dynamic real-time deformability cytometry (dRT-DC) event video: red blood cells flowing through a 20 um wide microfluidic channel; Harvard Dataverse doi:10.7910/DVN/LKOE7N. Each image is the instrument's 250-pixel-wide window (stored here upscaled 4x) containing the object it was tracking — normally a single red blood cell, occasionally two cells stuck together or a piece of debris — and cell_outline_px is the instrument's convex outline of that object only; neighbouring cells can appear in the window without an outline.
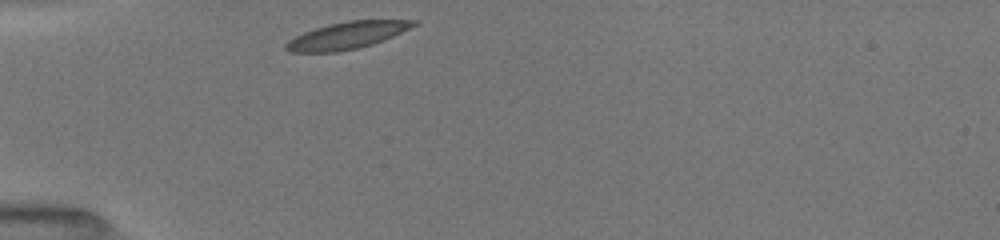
{"species": "common noctule bat (a hibernating species)", "species_latin": "Nyctalus noctula", "temperature_condition": "room temperature", "stored_images_in_passage": 28, "camera_frame_rate_fps": 3000, "um_per_image_px": 0.085, "animal": {"sex": "female", "body_mass_g": 19.5, "forearm_length_mm": 54.1}, "frame": {"image": 1, "passage_image": 1, "time_ms": 0.0, "image_size_px": [1000, 240], "cell_outline_px": [[420, 24], [392, 36], [372, 44], [356, 48], [336, 52], [288, 52], [284, 48], [284, 44], [288, 40], [304, 32], [328, 24], [348, 20], [420, 20]], "centroid_in_image_um": [29.5, 3.0], "position_along_channel_um": 55.5, "area_um2": 20.06}}
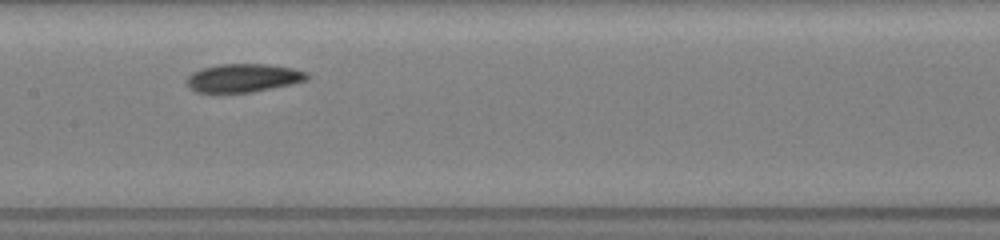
{"frame": {"image": 2, "passage_image": 11, "time_ms": 3.667, "image_size_px": [1000, 240], "cell_outline_px": [[308, 80], [292, 84], [252, 92], [212, 96], [196, 92], [188, 88], [184, 80], [192, 72], [200, 68], [220, 64], [268, 64], [296, 68], [308, 72]], "centroid_in_image_um": [20.59, 6.67], "position_along_channel_um": 186.8, "area_um2": 20.98}}
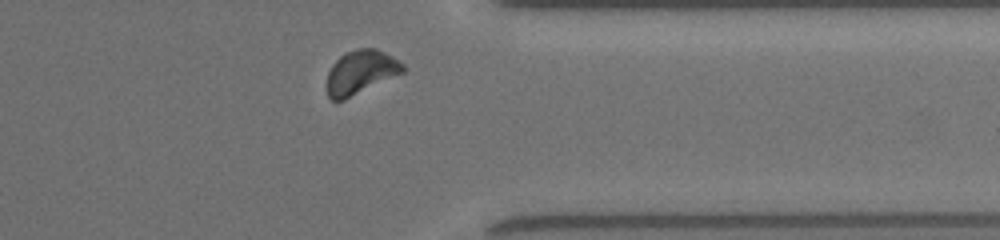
{"frame": {"image": 3, "passage_image": 25, "time_ms": 8.667, "image_size_px": [1000, 240], "cell_outline_px": [[404, 72], [344, 100], [332, 100], [328, 96], [324, 88], [324, 84], [328, 72], [332, 64], [344, 52], [356, 48], [376, 48], [400, 60], [404, 64]], "centroid_in_image_um": [30.61, 6.13], "position_along_channel_um": 380.8, "area_um2": 19.77}, "authors_computed_cell_mechanics": {"area_um2": 19.9988, "velocity_mm_per_s": 3.9601, "shape_relaxation_time_tau1_ms": 2.393, "shape_relaxation_time_tau2_ms": 3.5523, "deformation_change_tau1": 0.0987, "deformation_change_tau2": 0.0895}}